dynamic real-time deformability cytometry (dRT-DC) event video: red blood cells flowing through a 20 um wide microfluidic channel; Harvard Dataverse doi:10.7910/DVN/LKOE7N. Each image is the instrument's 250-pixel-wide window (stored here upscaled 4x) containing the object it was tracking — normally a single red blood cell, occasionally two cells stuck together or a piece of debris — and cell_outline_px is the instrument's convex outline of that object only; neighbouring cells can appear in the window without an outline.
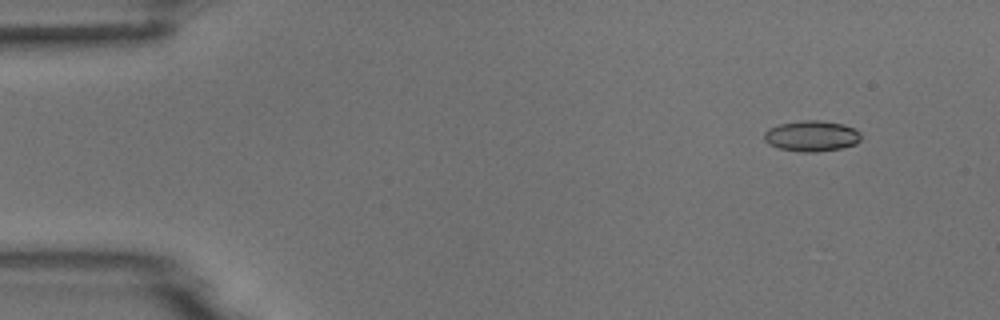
{"species": "common noctule bat (a hibernating species)", "species_latin": "Nyctalus noctula", "temperature_condition": "room temperature", "stored_images_in_passage": 5, "camera_frame_rate_fps": 3000, "um_per_image_px": 0.085, "animal": {"sex": "male", "body_mass_g": 18.8}, "frame": {"image": 1, "passage_image": 2, "time_ms": 1.0, "image_size_px": [1000, 320], "cell_outline_px": [[860, 140], [856, 144], [840, 148], [816, 152], [800, 152], [780, 148], [768, 144], [764, 140], [764, 132], [768, 128], [780, 124], [800, 120], [820, 120], [844, 124], [856, 128], [860, 132]], "centroid_in_image_um": [68.99, 11.55], "position_along_channel_um": 16.0, "area_um2": 17.51}}
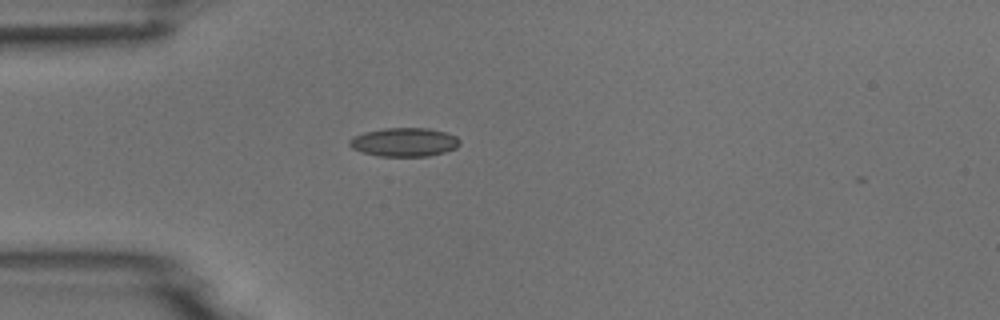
{"frame": {"image": 2, "passage_image": 5, "time_ms": 4.333, "image_size_px": [1000, 320], "cell_outline_px": [[460, 144], [456, 148], [444, 152], [428, 156], [380, 156], [360, 152], [352, 148], [348, 144], [348, 140], [352, 136], [364, 132], [384, 128], [428, 128], [444, 132], [456, 136], [460, 140]], "centroid_in_image_um": [34.33, 12.08], "position_along_channel_um": 50.7, "area_um2": 18.55}}